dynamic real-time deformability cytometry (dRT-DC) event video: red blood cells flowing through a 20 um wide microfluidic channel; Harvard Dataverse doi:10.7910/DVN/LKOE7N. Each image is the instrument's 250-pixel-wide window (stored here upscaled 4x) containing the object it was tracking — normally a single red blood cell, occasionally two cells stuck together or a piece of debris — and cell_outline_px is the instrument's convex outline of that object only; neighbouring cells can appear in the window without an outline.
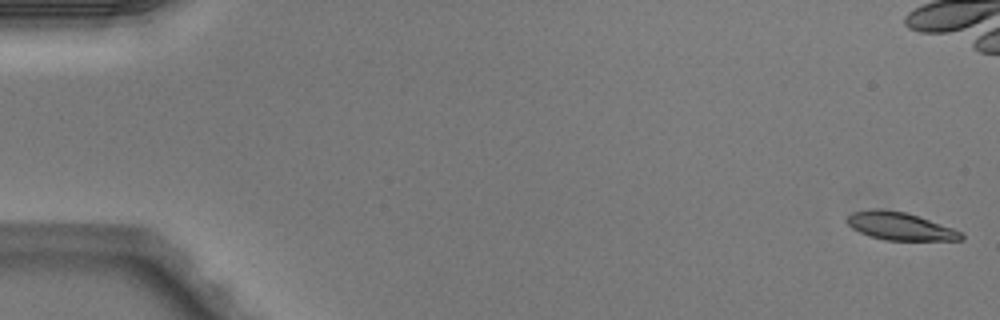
{"species": "Egyptian fruit bat (a non-hibernating species)", "species_latin": "Rousettus aegyptiacus", "temperature_condition": "warm", "stored_images_in_passage": 52, "camera_frame_rate_fps": 3000, "um_per_image_px": 0.085, "animal": {"sex": "male"}, "frame": {"image": 1, "passage_image": 1, "time_ms": 0.0, "image_size_px": [1000, 320], "cell_outline_px": [[964, 240], [884, 240], [860, 232], [852, 228], [848, 224], [848, 216], [852, 212], [872, 208], [880, 208], [904, 212], [964, 232]], "centroid_in_image_um": [76.51, 19.23], "position_along_channel_um": 8.5, "area_um2": 18.26}, "authors_computed_cell_mechanics": {"area_um2": 19.8832, "velocity_mm_per_s": 4.0193, "shape_relaxation_time_tau1_ms": 5.2818, "shape_relaxation_time_tau2_ms": 5.5757, "deformation_change_tau1": 0.157, "deformation_change_tau2": 0.1354}}